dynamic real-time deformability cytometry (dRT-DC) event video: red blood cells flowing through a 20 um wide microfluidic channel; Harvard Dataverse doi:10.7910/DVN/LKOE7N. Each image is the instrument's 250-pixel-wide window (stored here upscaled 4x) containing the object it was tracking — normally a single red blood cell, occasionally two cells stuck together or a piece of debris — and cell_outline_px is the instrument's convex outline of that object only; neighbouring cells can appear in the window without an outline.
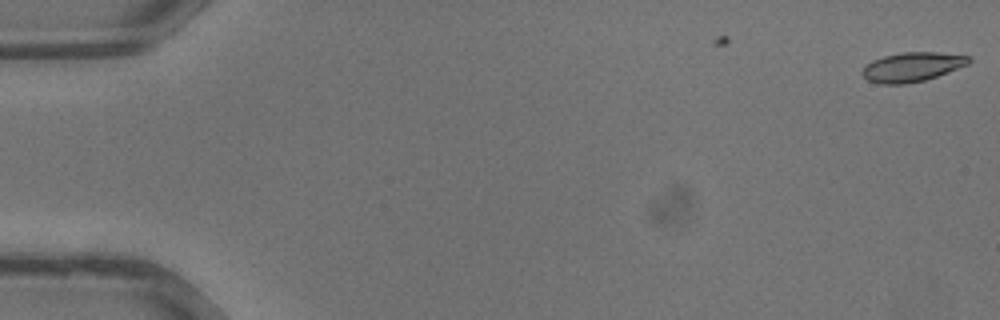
{"species": "common noctule bat (a hibernating species)", "species_latin": "Nyctalus noctula", "temperature_condition": "warm", "stored_images_in_passage": 4, "camera_frame_rate_fps": 3000, "um_per_image_px": 0.085, "animal": {"sex": "male", "body_mass_g": 13.3}, "frame": {"image": 1, "passage_image": 4, "time_ms": 1.0, "image_size_px": [1000, 320], "cell_outline_px": [[972, 60], [968, 64], [936, 76], [924, 80], [904, 84], [880, 84], [868, 80], [860, 72], [872, 60], [884, 56], [904, 52], [936, 52], [972, 56]], "centroid_in_image_um": [77.54, 5.68], "position_along_channel_um": 7.5, "area_um2": 18.03}}